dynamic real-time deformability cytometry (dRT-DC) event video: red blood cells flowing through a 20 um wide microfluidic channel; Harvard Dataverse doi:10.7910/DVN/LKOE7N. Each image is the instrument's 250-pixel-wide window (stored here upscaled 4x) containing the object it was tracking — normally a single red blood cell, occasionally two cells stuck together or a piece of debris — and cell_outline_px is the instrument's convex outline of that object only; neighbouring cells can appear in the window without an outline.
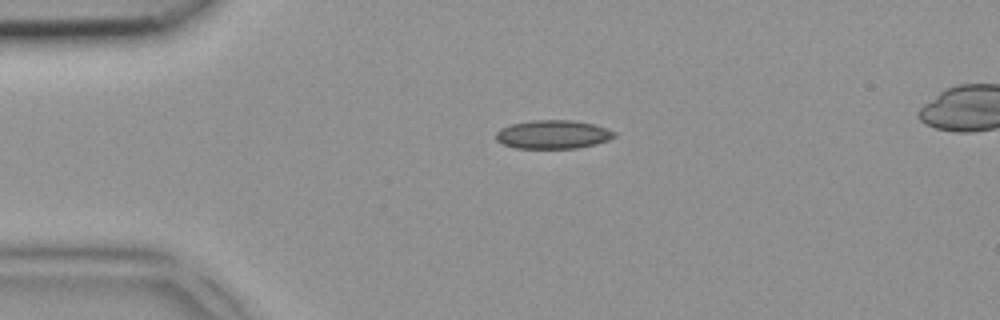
{"species": "common noctule bat (a hibernating species)", "species_latin": "Nyctalus noctula", "temperature_condition": "room temperature", "stored_images_in_passage": 4, "camera_frame_rate_fps": 3000, "um_per_image_px": 0.085, "animal": {"sex": "female", "body_mass_g": 18.4}, "frame": {"image": 1, "passage_image": 4, "time_ms": 1.0, "image_size_px": [1000, 320], "cell_outline_px": [[616, 136], [608, 140], [596, 144], [576, 148], [516, 148], [504, 144], [496, 140], [496, 132], [500, 128], [512, 124], [532, 120], [572, 120], [592, 124], [616, 132]], "centroid_in_image_um": [46.99, 11.43], "position_along_channel_um": 38.0, "area_um2": 19.59}}